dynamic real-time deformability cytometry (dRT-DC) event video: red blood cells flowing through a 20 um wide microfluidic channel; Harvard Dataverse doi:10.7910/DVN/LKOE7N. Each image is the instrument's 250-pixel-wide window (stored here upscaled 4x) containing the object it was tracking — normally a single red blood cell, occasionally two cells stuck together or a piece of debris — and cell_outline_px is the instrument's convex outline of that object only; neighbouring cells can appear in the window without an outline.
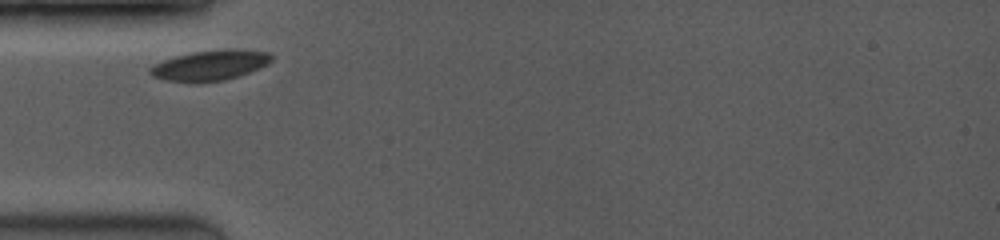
{"species": "common noctule bat (a hibernating species)", "species_latin": "Nyctalus noctula", "temperature_condition": "room temperature", "stored_images_in_passage": 4, "camera_frame_rate_fps": 3500, "um_per_image_px": 0.085, "animal": {"sex": "female", "body_mass_g": 19.0, "forearm_length_mm": 53.3}, "frame": {"image": 1, "passage_image": 1, "time_ms": 0.0, "image_size_px": [1000, 240], "cell_outline_px": [[272, 60], [268, 64], [260, 68], [240, 76], [224, 80], [196, 84], [164, 80], [152, 76], [148, 72], [148, 68], [164, 60], [176, 56], [192, 52], [268, 52], [272, 56]], "centroid_in_image_um": [17.76, 5.64], "position_along_channel_um": 67.2, "area_um2": 20.69}}
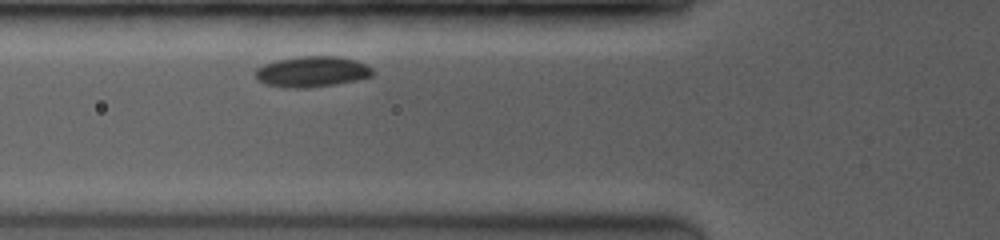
{"frame": {"image": 2, "passage_image": 4, "time_ms": 0.857, "image_size_px": [1000, 240], "cell_outline_px": [[376, 72], [372, 76], [356, 80], [336, 84], [304, 88], [292, 88], [268, 84], [256, 80], [256, 68], [264, 64], [276, 60], [300, 56], [340, 56], [356, 60], [372, 68]], "centroid_in_image_um": [26.54, 6.08], "position_along_channel_um": 99.3, "area_um2": 20.98}}